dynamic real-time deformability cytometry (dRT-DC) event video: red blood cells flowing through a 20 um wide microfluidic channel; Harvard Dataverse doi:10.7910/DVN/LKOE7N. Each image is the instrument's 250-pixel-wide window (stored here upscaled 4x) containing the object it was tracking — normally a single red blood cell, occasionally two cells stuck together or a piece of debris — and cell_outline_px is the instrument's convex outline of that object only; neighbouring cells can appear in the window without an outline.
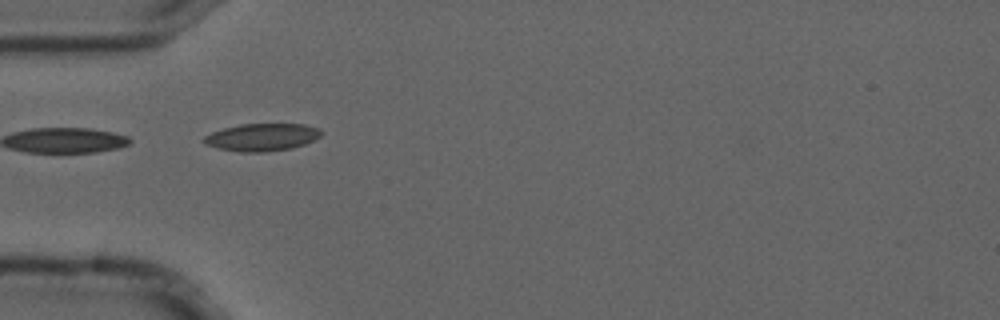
{"species": "common noctule bat (a hibernating species)", "species_latin": "Nyctalus noctula", "temperature_condition": "cold", "stored_images_in_passage": 4, "camera_frame_rate_fps": 3000, "um_per_image_px": 0.085, "animal": {"sex": "male", "forearm_length_mm": 52.5}, "frame": {"image": 1, "passage_image": 1, "time_ms": 0.0, "image_size_px": [1000, 320], "cell_outline_px": [[324, 132], [320, 136], [304, 144], [292, 148], [264, 152], [240, 152], [216, 148], [204, 144], [200, 140], [204, 136], [212, 132], [224, 128], [240, 124], [304, 124], [320, 128]], "centroid_in_image_um": [22.24, 11.66], "position_along_channel_um": 62.8, "area_um2": 18.96}}
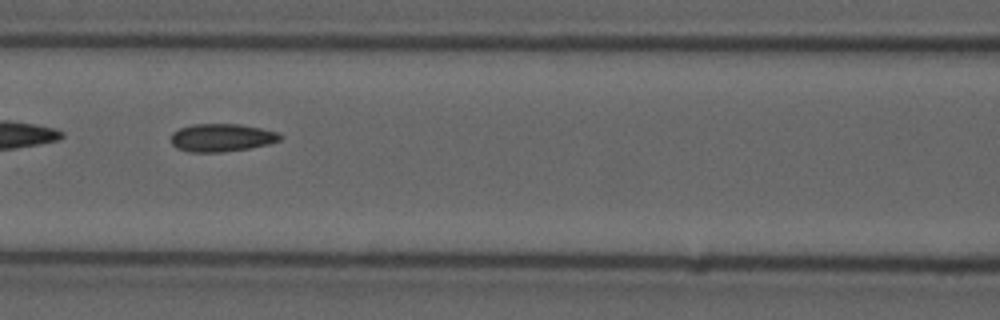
{"frame": {"image": 2, "passage_image": 3, "time_ms": 0.667, "image_size_px": [1000, 320], "cell_outline_px": [[284, 136], [280, 140], [268, 144], [248, 148], [224, 152], [188, 152], [176, 148], [172, 144], [172, 132], [180, 128], [192, 124], [240, 124], [280, 132]], "centroid_in_image_um": [18.86, 11.7], "position_along_channel_um": 147.7, "area_um2": 17.86}}
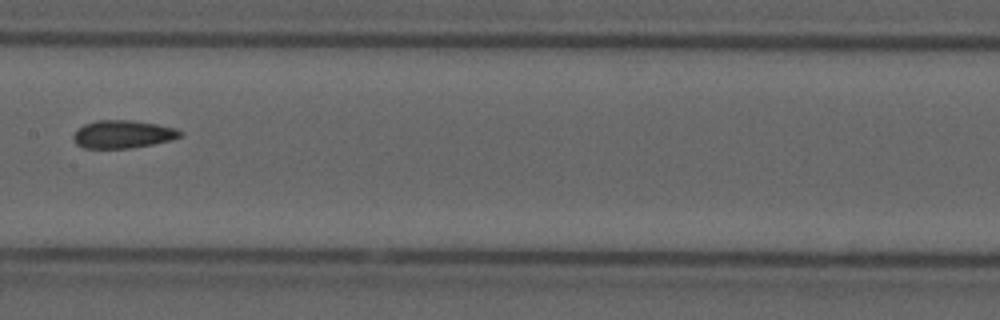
{"frame": {"image": 3, "passage_image": 4, "time_ms": 1.0, "image_size_px": [1000, 320], "cell_outline_px": [[184, 132], [180, 136], [172, 140], [152, 144], [128, 148], [84, 148], [76, 144], [72, 136], [84, 124], [96, 120], [132, 120], [156, 124], [176, 128]], "centroid_in_image_um": [10.45, 11.4], "position_along_channel_um": 196.9, "area_um2": 17.28}}